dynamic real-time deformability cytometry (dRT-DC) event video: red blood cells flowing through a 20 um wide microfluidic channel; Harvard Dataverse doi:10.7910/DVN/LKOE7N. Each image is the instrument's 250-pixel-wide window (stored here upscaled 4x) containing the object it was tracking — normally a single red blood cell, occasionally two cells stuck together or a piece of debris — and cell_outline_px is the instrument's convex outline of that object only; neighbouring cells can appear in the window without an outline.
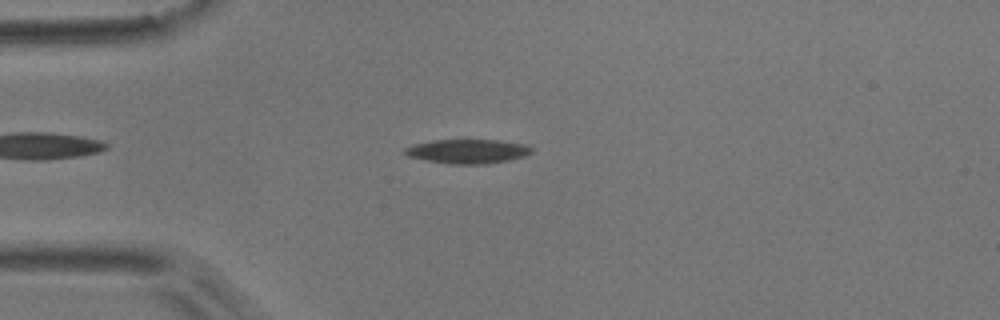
{"species": "common noctule bat (a hibernating species)", "species_latin": "Nyctalus noctula", "temperature_condition": "room temperature", "stored_images_in_passage": 49, "camera_frame_rate_fps": 3000, "um_per_image_px": 0.085, "animal": {"sex": "male", "body_mass_g": 17.9}, "frame": {"image": 1, "passage_image": 7, "time_ms": 2.0, "image_size_px": [1000, 320], "cell_outline_px": [[532, 152], [524, 156], [508, 160], [488, 164], [452, 164], [428, 160], [408, 156], [404, 152], [404, 148], [412, 144], [432, 140], [496, 140], [524, 144], [532, 148]], "centroid_in_image_um": [39.73, 12.86], "position_along_channel_um": 45.3, "area_um2": 17.74}}
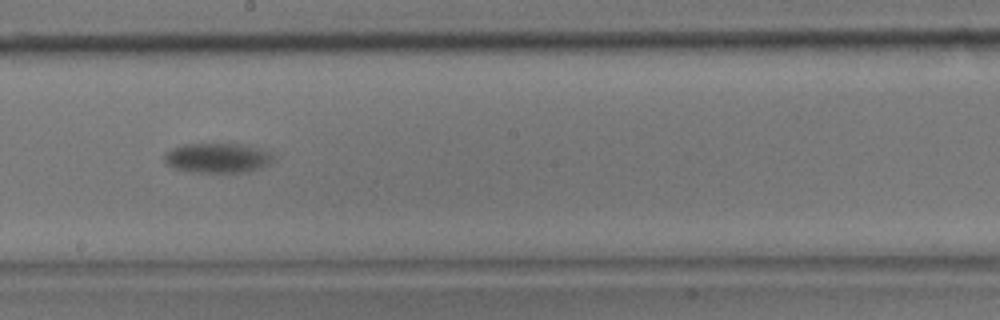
{"frame": {"image": 2, "passage_image": 24, "time_ms": 7.667, "image_size_px": [1000, 320], "cell_outline_px": [[276, 160], [260, 168], [244, 172], [192, 172], [172, 168], [164, 164], [164, 152], [172, 148], [184, 144], [240, 144], [256, 148], [268, 152]], "centroid_in_image_um": [18.42, 13.43], "position_along_channel_um": 229.8, "area_um2": 18.9}}
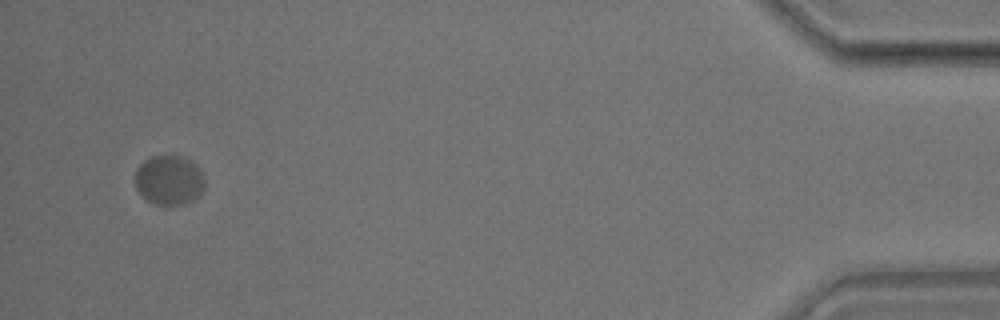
{"frame": {"image": 3, "passage_image": 47, "time_ms": 15.333, "image_size_px": [1000, 320], "cell_outline_px": [[204, 188], [192, 200], [184, 204], [152, 204], [136, 188], [136, 168], [144, 160], [152, 156], [172, 152], [184, 156], [192, 160], [200, 168], [204, 176]], "centroid_in_image_um": [14.39, 15.23], "position_along_channel_um": 420.8, "area_um2": 20.52}}